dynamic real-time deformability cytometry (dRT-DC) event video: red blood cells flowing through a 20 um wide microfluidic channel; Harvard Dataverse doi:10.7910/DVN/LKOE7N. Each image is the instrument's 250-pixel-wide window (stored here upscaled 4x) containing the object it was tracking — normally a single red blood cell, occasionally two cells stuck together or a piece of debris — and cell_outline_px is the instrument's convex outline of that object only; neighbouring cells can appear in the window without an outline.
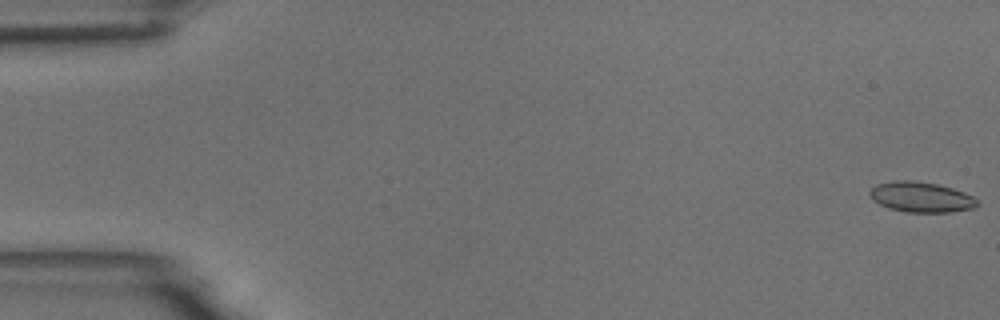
{"species": "common noctule bat (a hibernating species)", "species_latin": "Nyctalus noctula", "temperature_condition": "room temperature", "stored_images_in_passage": 56, "camera_frame_rate_fps": 3000, "um_per_image_px": 0.085, "animal": {"sex": "male", "body_mass_g": 18.8}, "frame": {"image": 1, "passage_image": 1, "time_ms": 0.0, "image_size_px": [1000, 320], "cell_outline_px": [[976, 204], [972, 208], [952, 212], [908, 212], [888, 208], [872, 200], [868, 192], [876, 184], [892, 180], [912, 180], [936, 184], [952, 188], [964, 192], [972, 196], [976, 200]], "centroid_in_image_um": [78.23, 16.74], "position_along_channel_um": 6.8, "area_um2": 18.9}}
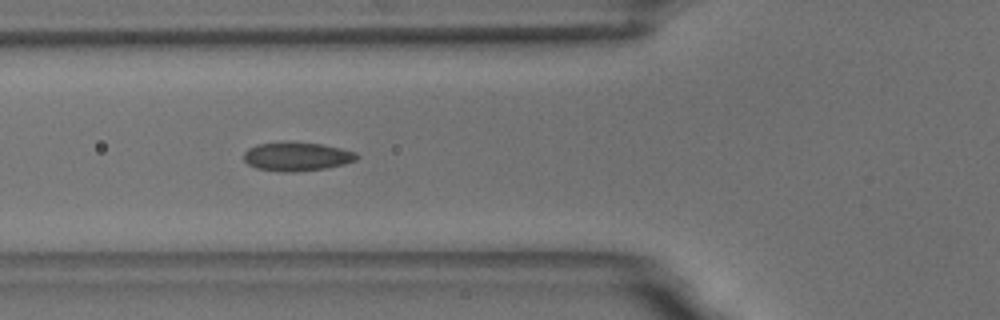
{"frame": {"image": 2, "passage_image": 21, "time_ms": 6.667, "image_size_px": [1000, 320], "cell_outline_px": [[360, 156], [356, 160], [344, 164], [324, 168], [292, 172], [284, 172], [256, 168], [248, 164], [244, 160], [244, 152], [248, 148], [256, 144], [284, 140], [320, 144], [340, 148], [356, 152]], "centroid_in_image_um": [25.2, 13.28], "position_along_channel_um": 100.6, "area_um2": 19.19}}
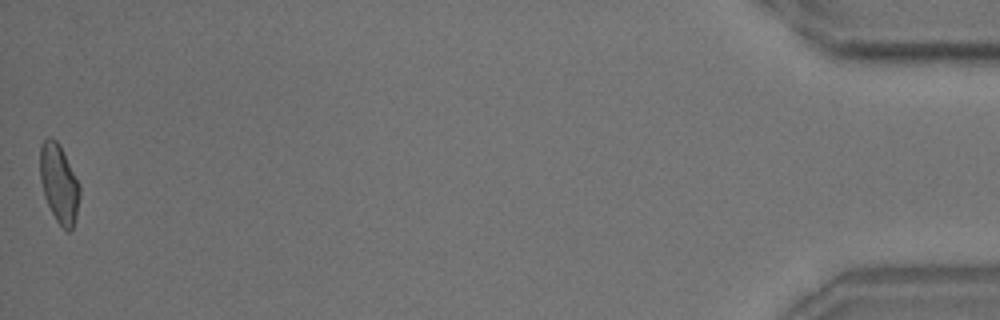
{"frame": {"image": 3, "passage_image": 56, "time_ms": 18.333, "image_size_px": [1000, 320], "cell_outline_px": [[80, 196], [76, 216], [72, 228], [68, 232], [56, 220], [44, 196], [40, 180], [40, 148], [44, 140], [48, 136], [52, 136], [60, 144], [80, 184]], "centroid_in_image_um": [5.02, 15.56], "position_along_channel_um": 430.2, "area_um2": 18.21}, "authors_computed_cell_mechanics": {"area_um2": 18.5249, "velocity_mm_per_s": 3.6437, "shape_relaxation_time_tau1_ms": 10.906, "shape_relaxation_time_tau2_ms": 1.1631, "deformation_change_tau1": 0.1923, "deformation_change_tau2": 0.069}}